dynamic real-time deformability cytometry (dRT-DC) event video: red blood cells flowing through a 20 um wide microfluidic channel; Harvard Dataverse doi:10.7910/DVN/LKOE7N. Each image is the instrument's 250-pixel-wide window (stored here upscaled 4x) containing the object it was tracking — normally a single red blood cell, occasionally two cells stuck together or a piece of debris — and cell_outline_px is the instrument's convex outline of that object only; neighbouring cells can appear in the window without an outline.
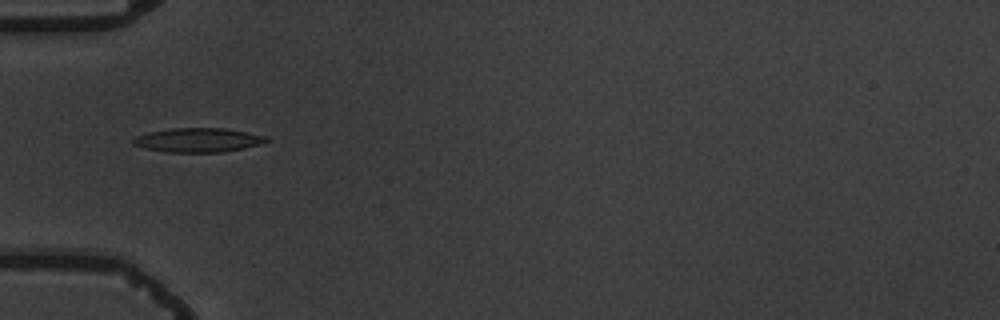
{"species": "common noctule bat (a hibernating species)", "species_latin": "Nyctalus noctula", "temperature_condition": "warm", "stored_images_in_passage": 8, "camera_frame_rate_fps": 3000, "um_per_image_px": 0.085, "animal": {"sex": "male", "body_mass_g": 19.5, "forearm_length_mm": 54.6}, "frame": {"image": 1, "passage_image": 6, "time_ms": 6.0, "image_size_px": [1000, 320], "cell_outline_px": [[268, 140], [244, 148], [224, 152], [168, 152], [144, 148], [132, 144], [132, 140], [136, 136], [148, 132], [172, 128], [224, 128], [268, 136]], "centroid_in_image_um": [16.79, 11.9], "position_along_channel_um": 68.2, "area_um2": 18.61}}
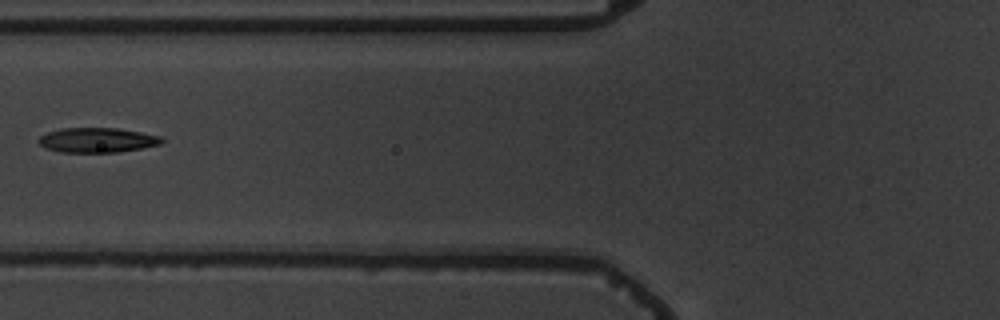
{"frame": {"image": 2, "passage_image": 7, "time_ms": 7.333, "image_size_px": [1000, 320], "cell_outline_px": [[164, 140], [160, 144], [140, 148], [116, 152], [60, 152], [48, 148], [40, 144], [36, 140], [40, 136], [48, 132], [60, 128], [116, 128], [140, 132], [160, 136]], "centroid_in_image_um": [8.23, 11.9], "position_along_channel_um": 117.6, "area_um2": 17.57}}
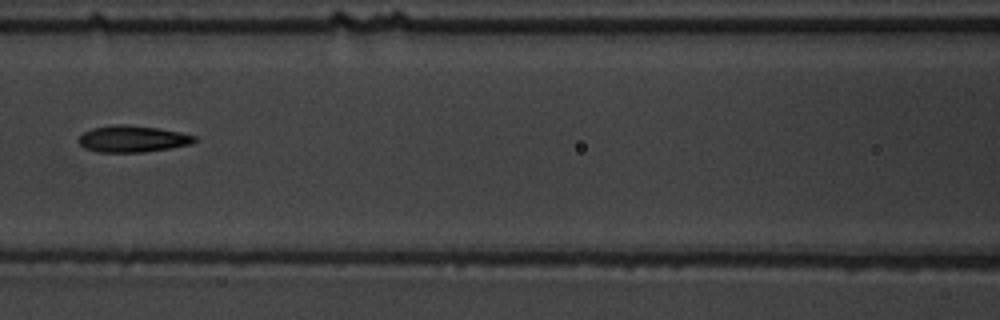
{"frame": {"image": 3, "passage_image": 8, "time_ms": 8.333, "image_size_px": [1000, 320], "cell_outline_px": [[196, 140], [192, 144], [144, 152], [96, 152], [84, 148], [76, 140], [84, 132], [92, 128], [116, 124], [128, 124], [156, 128], [180, 132], [196, 136]], "centroid_in_image_um": [11.23, 11.8], "position_along_channel_um": 155.4, "area_um2": 17.98}}